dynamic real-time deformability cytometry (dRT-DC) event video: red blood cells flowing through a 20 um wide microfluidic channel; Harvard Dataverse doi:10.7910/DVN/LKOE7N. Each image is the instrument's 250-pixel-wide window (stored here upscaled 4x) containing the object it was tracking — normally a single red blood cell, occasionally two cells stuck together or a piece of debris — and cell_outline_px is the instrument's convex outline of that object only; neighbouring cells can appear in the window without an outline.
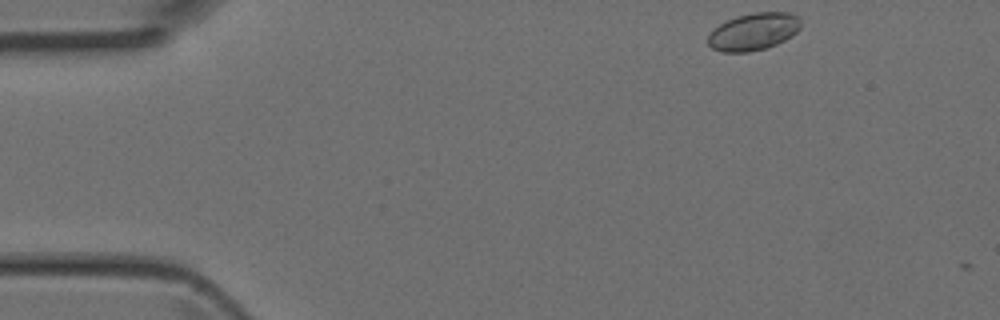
{"species": "Egyptian fruit bat (a non-hibernating species)", "species_latin": "Rousettus aegyptiacus", "temperature_condition": "room temperature", "stored_images_in_passage": 2, "camera_frame_rate_fps": 3000, "um_per_image_px": 0.085, "animal": {"sex": "female"}, "frame": {"image": 1, "passage_image": 1, "time_ms": 0.0, "image_size_px": [1000, 320], "cell_outline_px": [[800, 28], [792, 36], [776, 44], [764, 48], [748, 52], [724, 52], [712, 48], [708, 44], [708, 36], [720, 24], [736, 16], [752, 12], [788, 12], [796, 16], [800, 20]], "centroid_in_image_um": [64.06, 2.68], "position_along_channel_um": 20.9, "area_um2": 19.94}}